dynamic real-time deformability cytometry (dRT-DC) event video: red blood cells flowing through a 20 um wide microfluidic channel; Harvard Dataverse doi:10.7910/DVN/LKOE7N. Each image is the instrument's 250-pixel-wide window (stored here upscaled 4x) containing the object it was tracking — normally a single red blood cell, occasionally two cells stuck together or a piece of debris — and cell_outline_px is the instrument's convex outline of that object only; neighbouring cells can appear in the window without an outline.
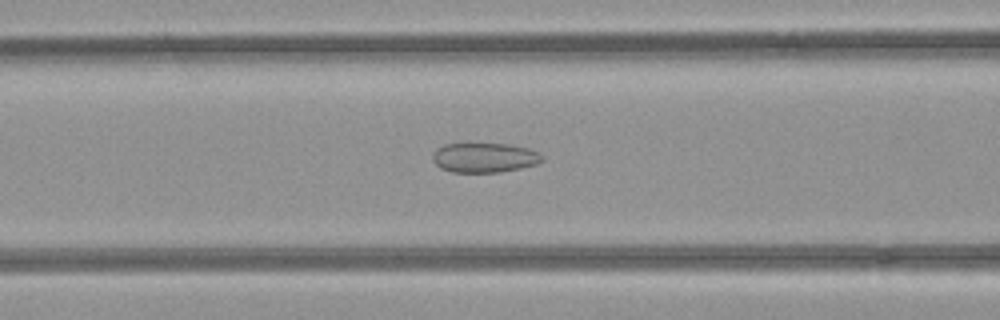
{"species": "common noctule bat (a hibernating species)", "species_latin": "Nyctalus noctula", "temperature_condition": "room temperature", "stored_images_in_passage": 43, "camera_frame_rate_fps": 3000, "um_per_image_px": 0.085, "animal": {"sex": "female", "body_mass_g": 21.9}, "frame": {"image": 1, "passage_image": 20, "time_ms": 6.333, "image_size_px": [1000, 320], "cell_outline_px": [[544, 160], [536, 164], [520, 168], [500, 172], [452, 172], [440, 168], [432, 160], [432, 156], [436, 148], [444, 144], [468, 140], [508, 144], [528, 148], [540, 152], [544, 156]], "centroid_in_image_um": [41.14, 13.34], "position_along_channel_um": 125.5, "area_um2": 19.94}}
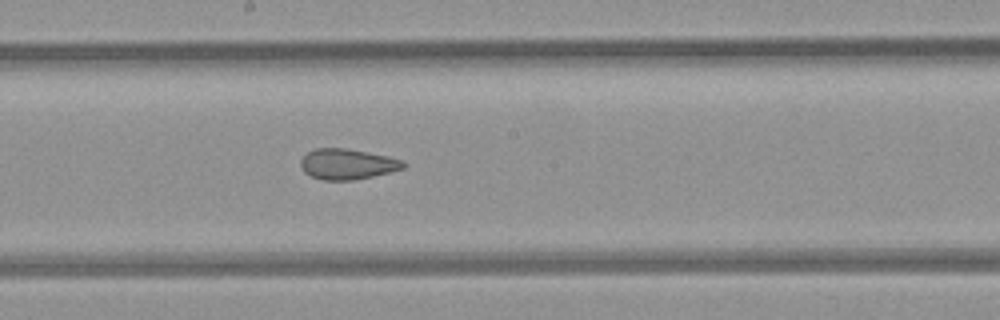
{"frame": {"image": 2, "passage_image": 27, "time_ms": 8.667, "image_size_px": [1000, 320], "cell_outline_px": [[408, 164], [404, 168], [356, 180], [320, 180], [304, 172], [300, 168], [300, 160], [308, 152], [316, 148], [348, 148], [388, 156], [404, 160]], "centroid_in_image_um": [29.53, 13.94], "position_along_channel_um": 218.7, "area_um2": 18.44}}
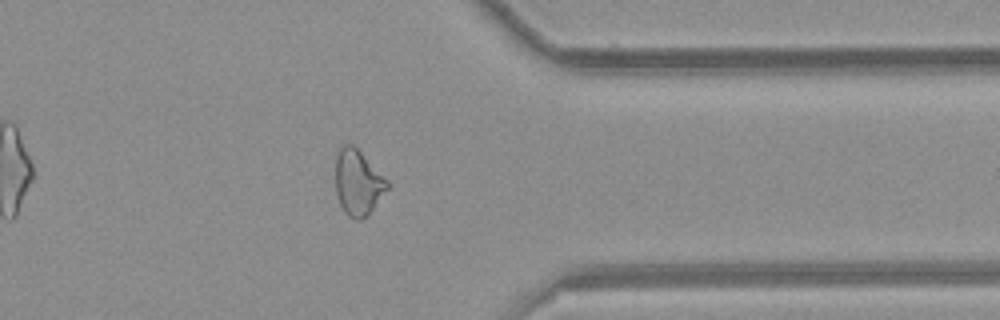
{"frame": {"image": 3, "passage_image": 40, "time_ms": 13.0, "image_size_px": [1000, 320], "cell_outline_px": [[392, 184], [368, 216], [360, 220], [356, 220], [348, 216], [344, 212], [340, 204], [336, 192], [336, 156], [340, 144], [352, 144]], "centroid_in_image_um": [30.44, 15.54], "position_along_channel_um": 381.0, "area_um2": 19.94}, "authors_computed_cell_mechanics": {"area_um2": 19.9988, "velocity_mm_per_s": 3.9833, "shape_relaxation_time_tau1_ms": null, "shape_relaxation_time_tau2_ms": 1.9316, "deformation_change_tau1": null, "deformation_change_tau2": 0.0999}}